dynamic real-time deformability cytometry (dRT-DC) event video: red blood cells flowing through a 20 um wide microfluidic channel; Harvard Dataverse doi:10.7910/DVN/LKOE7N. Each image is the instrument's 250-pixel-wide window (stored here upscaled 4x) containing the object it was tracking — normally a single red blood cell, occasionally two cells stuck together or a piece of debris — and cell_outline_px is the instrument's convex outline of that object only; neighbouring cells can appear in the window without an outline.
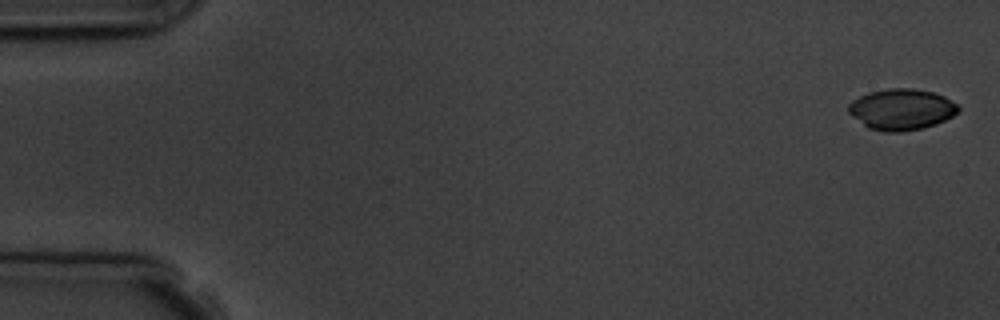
{"species": "common noctule bat (a hibernating species)", "species_latin": "Nyctalus noctula", "temperature_condition": "room temperature", "stored_images_in_passage": 9, "camera_frame_rate_fps": 3000, "um_per_image_px": 0.085, "animal": {"sex": "male", "body_mass_g": 19.5, "forearm_length_mm": 54.6}, "frame": {"image": 1, "passage_image": 1, "time_ms": 0.0, "image_size_px": [1000, 320], "cell_outline_px": [[960, 112], [936, 124], [920, 128], [900, 132], [884, 132], [868, 128], [848, 112], [848, 104], [852, 100], [868, 92], [888, 88], [912, 88], [932, 92], [944, 96], [952, 100], [960, 108]], "centroid_in_image_um": [76.63, 9.29], "position_along_channel_um": 8.4, "area_um2": 26.3}}
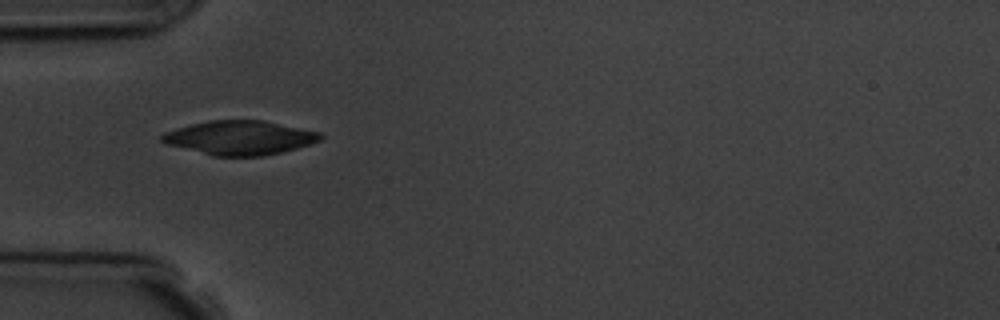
{"frame": {"image": 2, "passage_image": 6, "time_ms": 5.333, "image_size_px": [1000, 320], "cell_outline_px": [[324, 136], [320, 140], [296, 148], [264, 156], [212, 156], [168, 144], [160, 140], [160, 136], [164, 132], [176, 128], [208, 120], [264, 120], [320, 132]], "centroid_in_image_um": [20.37, 11.7], "position_along_channel_um": 64.6, "area_um2": 31.39}}